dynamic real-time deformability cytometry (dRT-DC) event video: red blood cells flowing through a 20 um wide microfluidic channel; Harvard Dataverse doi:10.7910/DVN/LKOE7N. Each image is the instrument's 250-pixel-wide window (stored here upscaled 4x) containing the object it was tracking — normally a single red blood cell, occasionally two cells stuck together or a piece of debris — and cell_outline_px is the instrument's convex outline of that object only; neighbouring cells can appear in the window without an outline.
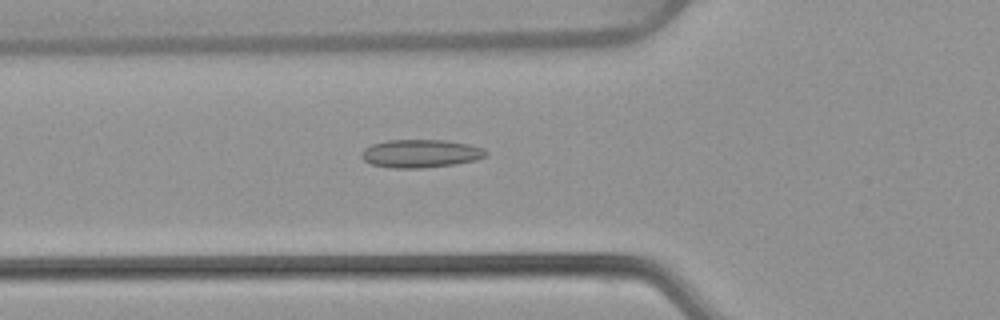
{"species": "common noctule bat (a hibernating species)", "species_latin": "Nyctalus noctula", "temperature_condition": "warm", "stored_images_in_passage": 53, "camera_frame_rate_fps": 3000, "um_per_image_px": 0.085, "animal": {"sex": "female", "body_mass_g": 22.7, "forearm_length_mm": 54.2}, "frame": {"image": 1, "passage_image": 19, "time_ms": 6.0, "image_size_px": [1000, 320], "cell_outline_px": [[488, 152], [484, 156], [476, 160], [456, 164], [420, 168], [392, 168], [372, 164], [364, 160], [360, 156], [360, 152], [364, 148], [372, 144], [388, 140], [448, 140], [468, 144], [484, 148]], "centroid_in_image_um": [35.74, 13.04], "position_along_channel_um": 90.1, "area_um2": 20.46}}
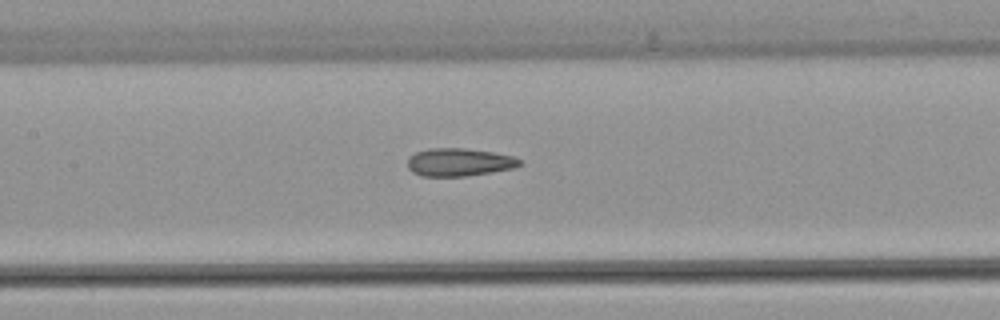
{"frame": {"image": 2, "passage_image": 25, "time_ms": 8.0, "image_size_px": [1000, 320], "cell_outline_px": [[524, 160], [520, 164], [512, 168], [492, 172], [464, 176], [420, 176], [412, 172], [408, 168], [408, 156], [416, 152], [428, 148], [464, 148], [492, 152], [512, 156]], "centroid_in_image_um": [38.99, 13.78], "position_along_channel_um": 168.4, "area_um2": 18.26}}
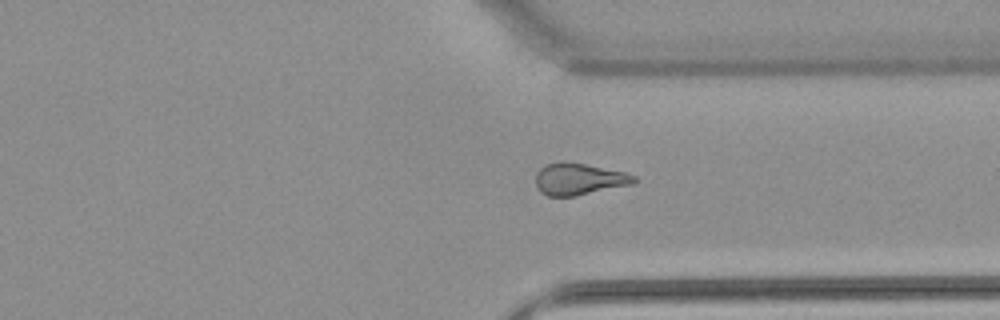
{"frame": {"image": 3, "passage_image": 40, "time_ms": 13.0, "image_size_px": [1000, 320], "cell_outline_px": [[636, 180], [632, 184], [576, 196], [548, 196], [540, 192], [536, 184], [536, 172], [544, 164], [560, 160], [564, 160], [624, 172], [636, 176]], "centroid_in_image_um": [49.16, 15.21], "position_along_channel_um": 362.2, "area_um2": 18.32}, "authors_computed_cell_mechanics": {"area_um2": 19.3052, "velocity_mm_per_s": 3.8825, "shape_relaxation_time_tau1_ms": null, "shape_relaxation_time_tau2_ms": 2.8628, "deformation_change_tau1": null, "deformation_change_tau2": 0.113}}